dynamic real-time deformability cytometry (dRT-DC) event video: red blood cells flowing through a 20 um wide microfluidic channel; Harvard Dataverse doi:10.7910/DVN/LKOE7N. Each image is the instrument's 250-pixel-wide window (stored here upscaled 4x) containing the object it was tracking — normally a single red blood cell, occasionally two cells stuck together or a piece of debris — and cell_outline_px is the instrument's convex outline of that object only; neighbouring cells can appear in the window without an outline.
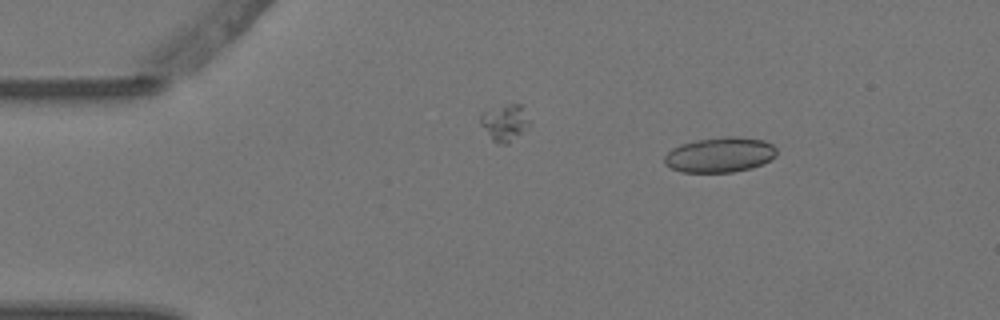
{"species": "Egyptian fruit bat (a non-hibernating species)", "species_latin": "Rousettus aegyptiacus", "temperature_condition": "warm", "stored_images_in_passage": 3, "camera_frame_rate_fps": 3000, "um_per_image_px": 0.085, "animal": {"sex": "female"}, "frame": {"image": 1, "passage_image": 1, "time_ms": 0.0, "image_size_px": [1000, 320], "cell_outline_px": [[776, 156], [752, 168], [732, 172], [680, 172], [664, 164], [664, 156], [672, 148], [680, 144], [696, 140], [724, 136], [736, 136], [764, 140], [772, 144], [776, 148]], "centroid_in_image_um": [61.17, 13.15], "position_along_channel_um": 23.8, "area_um2": 23.0}}